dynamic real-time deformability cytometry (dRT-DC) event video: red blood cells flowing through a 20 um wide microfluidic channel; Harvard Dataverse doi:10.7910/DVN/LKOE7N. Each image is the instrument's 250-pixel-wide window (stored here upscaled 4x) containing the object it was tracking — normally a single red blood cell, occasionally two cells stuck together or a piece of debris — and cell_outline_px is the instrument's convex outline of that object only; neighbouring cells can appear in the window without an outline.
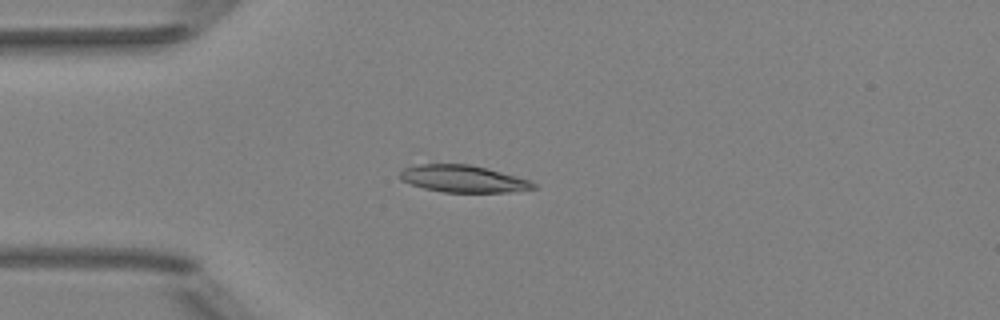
{"species": "Egyptian fruit bat (a non-hibernating species)", "species_latin": "Rousettus aegyptiacus", "temperature_condition": "room temperature", "stored_images_in_passage": 40, "camera_frame_rate_fps": 3000, "um_per_image_px": 0.085, "animal": {"sex": "female"}, "frame": {"image": 1, "passage_image": 2, "time_ms": 0.333, "image_size_px": [1000, 320], "cell_outline_px": [[536, 188], [508, 192], [444, 192], [424, 188], [400, 180], [400, 172], [404, 168], [420, 164], [468, 164], [488, 168], [532, 180], [536, 184]], "centroid_in_image_um": [39.4, 15.19], "position_along_channel_um": 45.6, "area_um2": 21.04}}
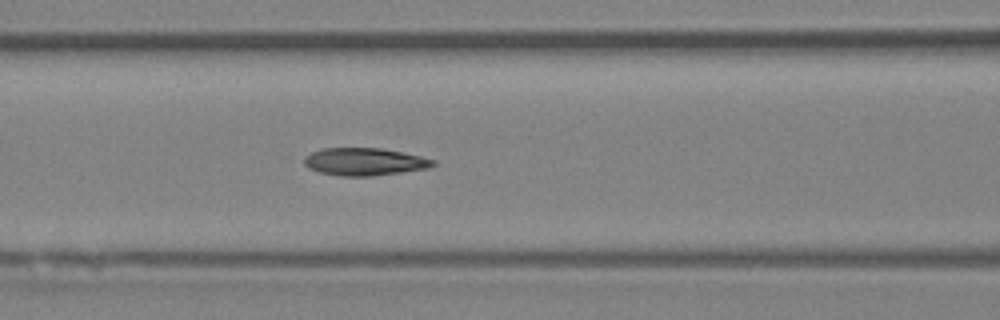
{"frame": {"image": 2, "passage_image": 10, "time_ms": 3.0, "image_size_px": [1000, 320], "cell_outline_px": [[436, 164], [428, 168], [372, 176], [340, 176], [320, 172], [308, 168], [304, 164], [304, 156], [312, 152], [324, 148], [380, 148], [404, 152], [436, 160]], "centroid_in_image_um": [30.98, 13.74], "position_along_channel_um": 135.6, "area_um2": 20.69}}
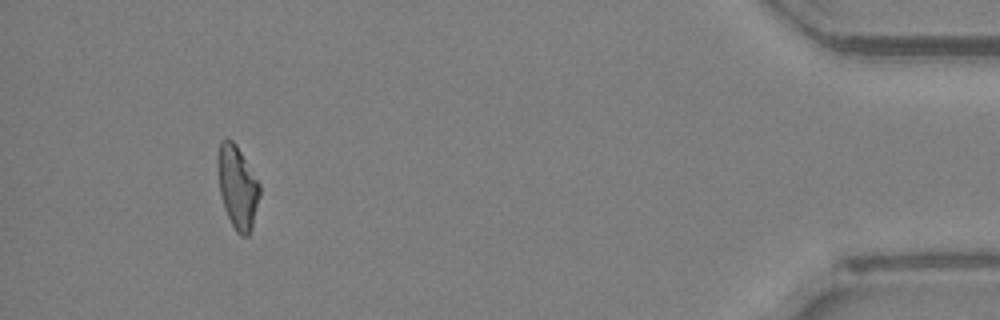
{"frame": {"image": 3, "passage_image": 36, "time_ms": 11.667, "image_size_px": [1000, 320], "cell_outline_px": [[260, 196], [252, 228], [248, 236], [240, 236], [236, 232], [224, 208], [220, 196], [216, 164], [216, 156], [220, 140], [232, 140], [236, 144], [260, 184]], "centroid_in_image_um": [20.16, 15.9], "position_along_channel_um": 415.0, "area_um2": 20.52}, "authors_computed_cell_mechanics": {"area_um2": 20.4034, "velocity_mm_per_s": 4.0161, "shape_relaxation_time_tau1_ms": null, "shape_relaxation_time_tau2_ms": 4.3417, "deformation_change_tau1": null, "deformation_change_tau2": 0.1219}}